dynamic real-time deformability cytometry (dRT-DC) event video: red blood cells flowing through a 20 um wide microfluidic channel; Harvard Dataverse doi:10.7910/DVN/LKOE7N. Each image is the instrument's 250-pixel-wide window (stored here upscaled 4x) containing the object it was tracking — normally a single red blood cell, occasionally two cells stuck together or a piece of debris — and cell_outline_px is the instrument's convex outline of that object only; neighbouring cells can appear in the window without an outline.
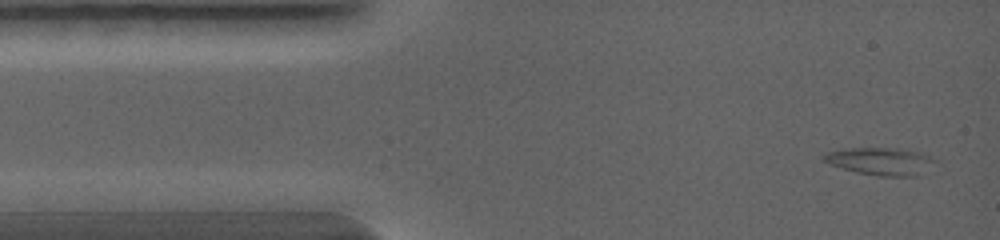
{"species": "common noctule bat (a hibernating species)", "species_latin": "Nyctalus noctula", "temperature_condition": "warm", "stored_images_in_passage": 4, "camera_frame_rate_fps": 5000, "um_per_image_px": 0.085, "animal": {"sex": "female", "body_mass_g": 19.0, "forearm_length_mm": 56.7}, "frame": {"image": 1, "passage_image": 1, "time_ms": 0.0, "image_size_px": [1000, 240], "cell_outline_px": [[936, 160], [920, 176], [876, 176], [856, 172], [820, 160], [820, 156], [824, 152], [852, 148], [896, 148], [920, 152]], "centroid_in_image_um": [74.81, 13.71], "position_along_channel_um": 10.2, "area_um2": 17.8}}
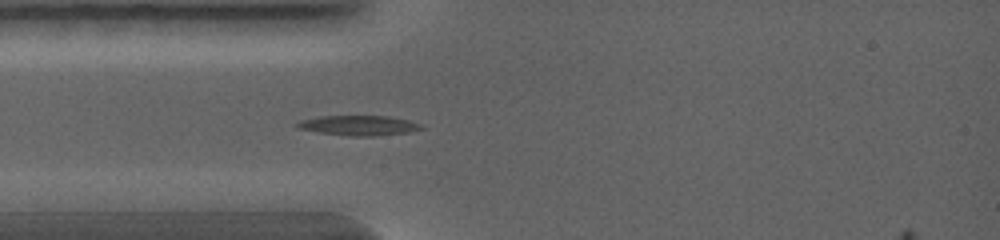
{"frame": {"image": 2, "passage_image": 3, "time_ms": 2.0, "image_size_px": [1000, 240], "cell_outline_px": [[424, 128], [408, 132], [372, 136], [348, 136], [320, 132], [296, 128], [292, 124], [300, 120], [320, 116], [388, 116], [408, 120], [420, 124]], "centroid_in_image_um": [30.42, 10.66], "position_along_channel_um": 54.6, "area_um2": 14.39}}